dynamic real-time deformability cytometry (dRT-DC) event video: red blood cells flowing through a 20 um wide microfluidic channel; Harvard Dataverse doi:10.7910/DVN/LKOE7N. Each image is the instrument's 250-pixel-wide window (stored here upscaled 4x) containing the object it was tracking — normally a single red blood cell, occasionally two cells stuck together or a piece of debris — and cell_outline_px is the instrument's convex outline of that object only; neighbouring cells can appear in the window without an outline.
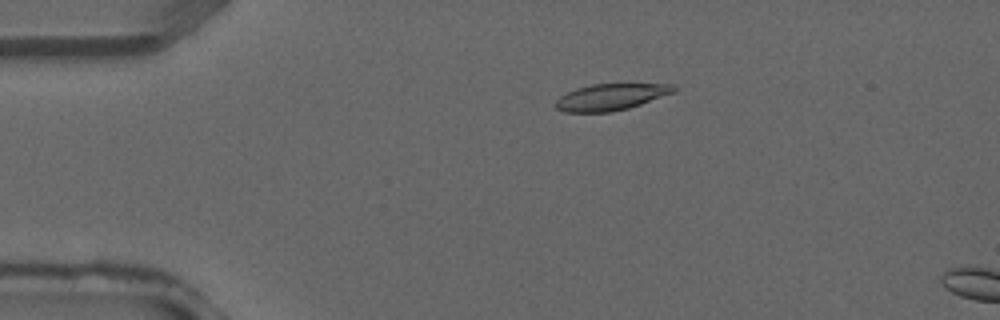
{"species": "common noctule bat (a hibernating species)", "species_latin": "Nyctalus noctula", "temperature_condition": "warm", "stored_images_in_passage": 11, "camera_frame_rate_fps": 3000, "um_per_image_px": 0.085, "animal": {"sex": "male", "forearm_length_mm": 52.5}, "frame": {"image": 1, "passage_image": 8, "time_ms": 2.333, "image_size_px": [1000, 320], "cell_outline_px": [[676, 92], [628, 108], [612, 112], [564, 112], [556, 108], [556, 100], [560, 96], [576, 88], [592, 84], [676, 84]], "centroid_in_image_um": [51.94, 8.24], "position_along_channel_um": 33.1, "area_um2": 18.21}}